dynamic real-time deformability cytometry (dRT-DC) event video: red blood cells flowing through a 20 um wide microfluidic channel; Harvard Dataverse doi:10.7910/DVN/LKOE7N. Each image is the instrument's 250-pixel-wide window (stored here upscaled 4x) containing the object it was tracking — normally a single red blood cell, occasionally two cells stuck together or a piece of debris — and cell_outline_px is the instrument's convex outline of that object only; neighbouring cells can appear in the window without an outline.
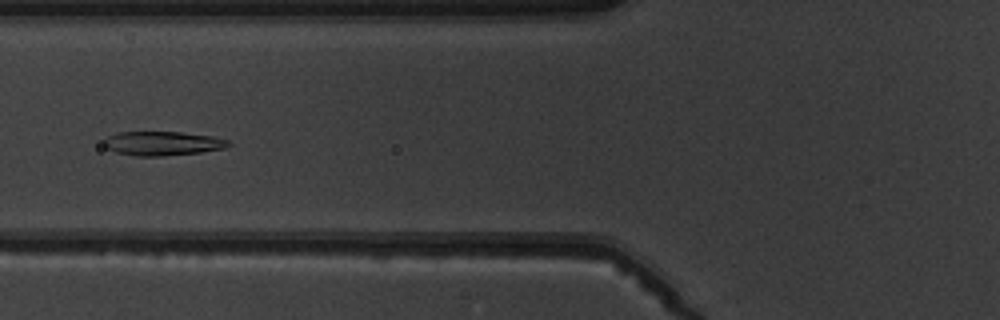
{"species": "common noctule bat (a hibernating species)", "species_latin": "Nyctalus noctula", "temperature_condition": "warm", "stored_images_in_passage": 10, "camera_frame_rate_fps": 3000, "um_per_image_px": 0.085, "animal": {"sex": "male", "body_mass_g": 19.5, "forearm_length_mm": 54.6}, "frame": {"image": 1, "passage_image": 7, "time_ms": 8.0, "image_size_px": [1000, 320], "cell_outline_px": [[232, 144], [224, 148], [200, 152], [160, 156], [136, 156], [116, 152], [108, 148], [104, 144], [104, 140], [108, 136], [120, 132], [180, 132], [212, 136], [228, 140]], "centroid_in_image_um": [13.83, 12.19], "position_along_channel_um": 112.0, "area_um2": 17.28}}
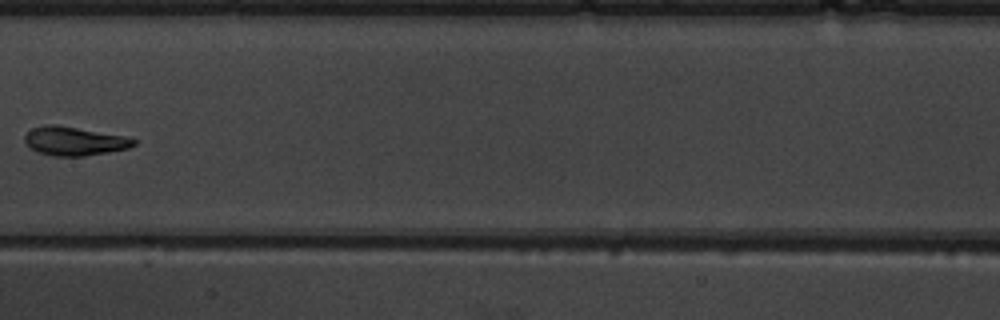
{"frame": {"image": 2, "passage_image": 9, "time_ms": 10.333, "image_size_px": [1000, 320], "cell_outline_px": [[136, 144], [128, 148], [108, 152], [84, 156], [52, 156], [40, 152], [32, 148], [24, 140], [24, 136], [32, 128], [44, 124], [56, 124], [124, 136], [136, 140]], "centroid_in_image_um": [6.31, 11.98], "position_along_channel_um": 201.1, "area_um2": 18.09}}
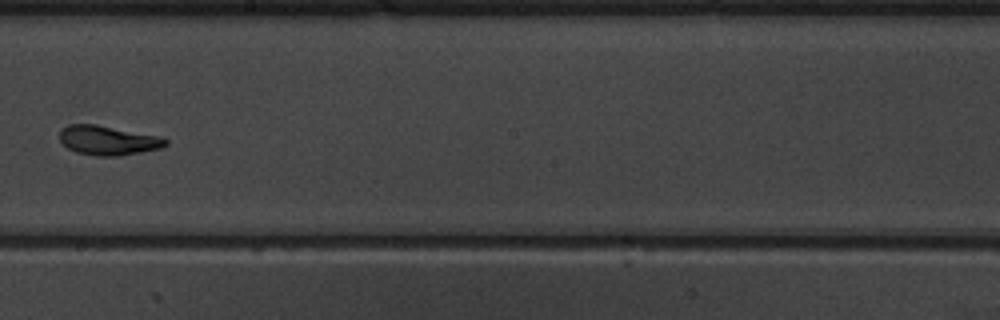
{"frame": {"image": 3, "passage_image": 10, "time_ms": 11.333, "image_size_px": [1000, 320], "cell_outline_px": [[168, 144], [160, 148], [120, 156], [96, 156], [76, 152], [68, 148], [60, 140], [60, 132], [68, 124], [96, 124], [164, 136], [168, 140]], "centroid_in_image_um": [9.24, 11.92], "position_along_channel_um": 239.0, "area_um2": 18.32}}